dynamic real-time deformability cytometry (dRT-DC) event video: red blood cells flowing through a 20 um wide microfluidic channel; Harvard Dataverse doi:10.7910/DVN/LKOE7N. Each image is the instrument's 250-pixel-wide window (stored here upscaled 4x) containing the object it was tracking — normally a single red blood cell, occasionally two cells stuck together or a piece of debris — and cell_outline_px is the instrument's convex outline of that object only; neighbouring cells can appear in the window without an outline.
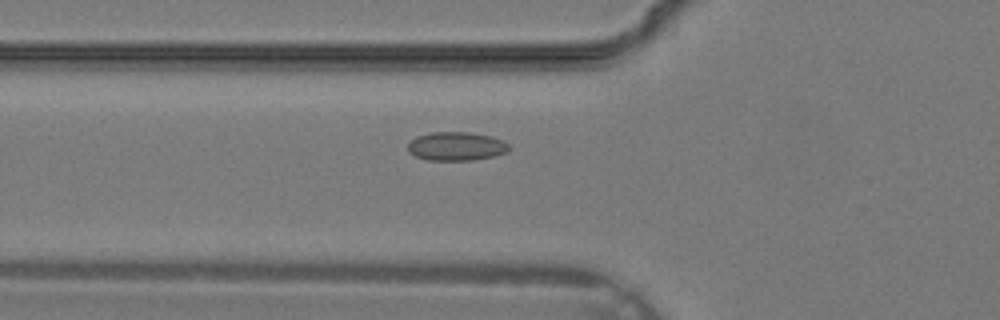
{"species": "common noctule bat (a hibernating species)", "species_latin": "Nyctalus noctula", "temperature_condition": "warm", "stored_images_in_passage": 25, "camera_frame_rate_fps": 3000, "um_per_image_px": 0.085, "animal": {"sex": "male", "body_mass_g": 19.2, "forearm_length_mm": 51.8}, "frame": {"image": 1, "passage_image": 2, "time_ms": 0.333, "image_size_px": [1000, 320], "cell_outline_px": [[512, 148], [508, 152], [496, 156], [472, 160], [428, 160], [416, 156], [408, 152], [408, 144], [416, 136], [432, 132], [468, 132], [492, 136], [508, 144]], "centroid_in_image_um": [38.81, 12.43], "position_along_channel_um": 87.0, "area_um2": 16.99}}
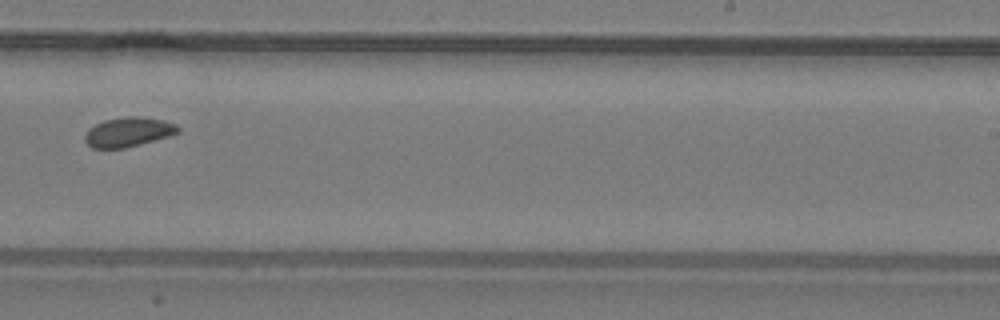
{"frame": {"image": 2, "passage_image": 12, "time_ms": 3.667, "image_size_px": [1000, 320], "cell_outline_px": [[180, 132], [168, 136], [140, 144], [124, 148], [92, 148], [84, 140], [84, 136], [88, 128], [104, 120], [128, 116], [136, 116], [164, 120], [176, 124], [180, 128]], "centroid_in_image_um": [10.9, 11.22], "position_along_channel_um": 278.1, "area_um2": 15.95}}
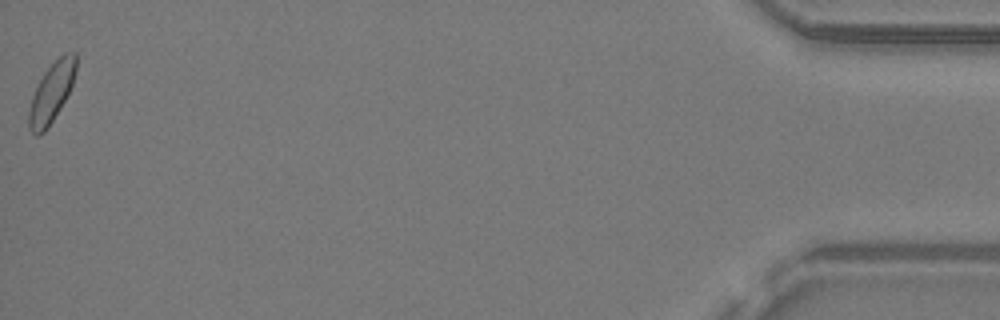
{"frame": {"image": 3, "passage_image": 25, "time_ms": 8.0, "image_size_px": [1000, 320], "cell_outline_px": [[76, 72], [68, 96], [48, 128], [40, 136], [36, 136], [28, 128], [28, 112], [32, 96], [44, 72], [64, 52], [76, 52]], "centroid_in_image_um": [4.38, 7.9], "position_along_channel_um": 430.8, "area_um2": 16.47}}